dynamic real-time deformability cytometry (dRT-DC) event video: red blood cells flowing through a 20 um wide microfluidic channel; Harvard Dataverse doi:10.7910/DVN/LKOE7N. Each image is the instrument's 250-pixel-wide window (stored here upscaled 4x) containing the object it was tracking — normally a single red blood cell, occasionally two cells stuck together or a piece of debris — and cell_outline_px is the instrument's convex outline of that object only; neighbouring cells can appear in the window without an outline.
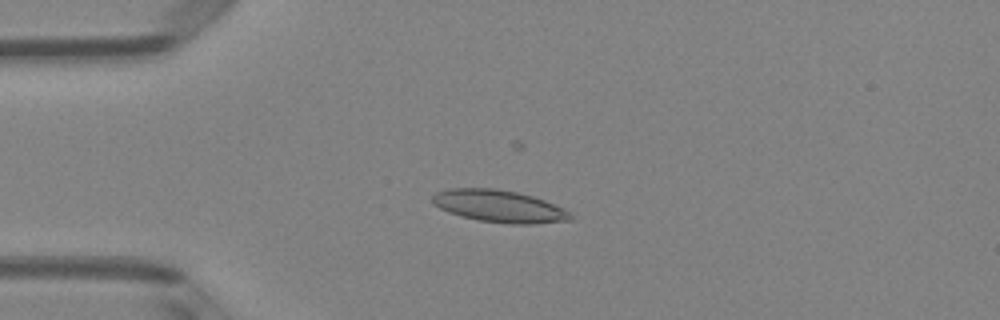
{"species": "Egyptian fruit bat (a non-hibernating species)", "species_latin": "Rousettus aegyptiacus", "temperature_condition": "room temperature", "stored_images_in_passage": 4, "camera_frame_rate_fps": 3000, "um_per_image_px": 0.085, "animal": {"sex": "female"}, "frame": {"image": 1, "passage_image": 3, "time_ms": 0.667, "image_size_px": [1000, 320], "cell_outline_px": [[572, 220], [532, 224], [512, 224], [476, 220], [460, 216], [448, 212], [432, 204], [432, 196], [436, 192], [448, 188], [496, 188], [516, 192], [532, 196], [544, 200], [564, 208], [572, 212]], "centroid_in_image_um": [42.42, 17.53], "position_along_channel_um": 42.6, "area_um2": 26.13}}